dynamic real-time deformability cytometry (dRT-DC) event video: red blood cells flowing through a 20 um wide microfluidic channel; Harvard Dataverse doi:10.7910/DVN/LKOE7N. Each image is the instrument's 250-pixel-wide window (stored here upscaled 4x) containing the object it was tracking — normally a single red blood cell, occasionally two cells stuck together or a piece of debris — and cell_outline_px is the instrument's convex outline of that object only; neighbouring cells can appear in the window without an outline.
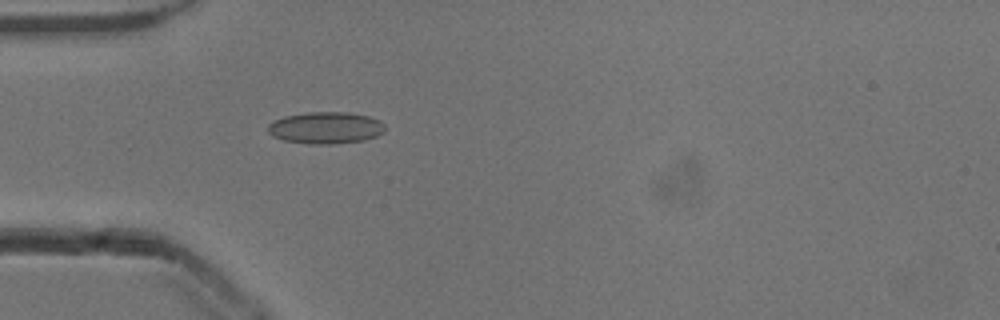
{"species": "common noctule bat (a hibernating species)", "species_latin": "Nyctalus noctula", "temperature_condition": "cold", "stored_images_in_passage": 38, "camera_frame_rate_fps": 3000, "um_per_image_px": 0.085, "animal": {"sex": "male", "body_mass_g": 13.3}, "frame": {"image": 1, "passage_image": 1, "time_ms": 0.0, "image_size_px": [1000, 320], "cell_outline_px": [[384, 132], [376, 136], [364, 140], [332, 144], [308, 144], [284, 140], [272, 136], [268, 132], [268, 124], [272, 120], [284, 116], [308, 112], [348, 112], [368, 116], [380, 120], [384, 124]], "centroid_in_image_um": [27.66, 10.86], "position_along_channel_um": 57.3, "area_um2": 21.85}}
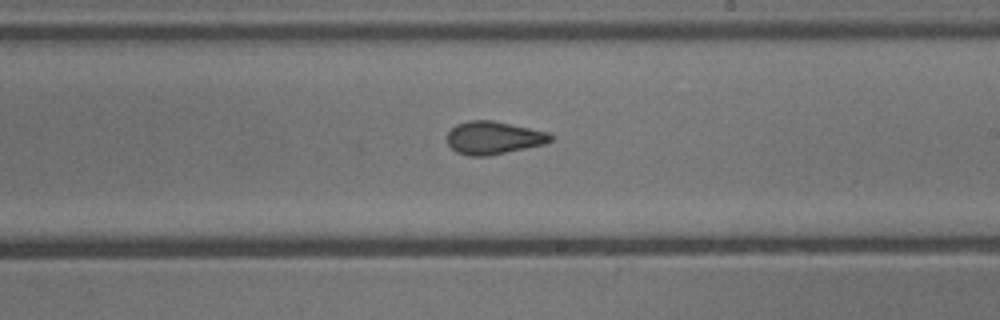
{"frame": {"image": 2, "passage_image": 16, "time_ms": 5.0, "image_size_px": [1000, 320], "cell_outline_px": [[552, 140], [544, 144], [488, 156], [468, 156], [456, 152], [448, 144], [448, 132], [456, 124], [468, 120], [492, 120], [548, 132], [552, 136]], "centroid_in_image_um": [41.93, 11.71], "position_along_channel_um": 247.1, "area_um2": 19.71}}
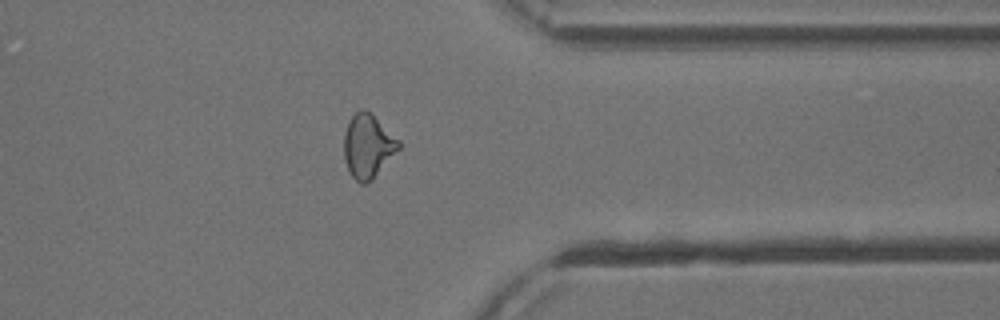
{"frame": {"image": 3, "passage_image": 27, "time_ms": 8.667, "image_size_px": [1000, 320], "cell_outline_px": [[400, 148], [372, 180], [364, 184], [360, 184], [352, 176], [344, 160], [344, 132], [348, 120], [360, 108], [364, 108], [372, 112], [400, 140]], "centroid_in_image_um": [31.27, 12.38], "position_along_channel_um": 380.1, "area_um2": 20.63}, "authors_computed_cell_mechanics": {"area_um2": 19.7965, "velocity_mm_per_s": 3.8707, "shape_relaxation_time_tau1_ms": null, "shape_relaxation_time_tau2_ms": 2.2846, "deformation_change_tau1": null, "deformation_change_tau2": 0.0744}}